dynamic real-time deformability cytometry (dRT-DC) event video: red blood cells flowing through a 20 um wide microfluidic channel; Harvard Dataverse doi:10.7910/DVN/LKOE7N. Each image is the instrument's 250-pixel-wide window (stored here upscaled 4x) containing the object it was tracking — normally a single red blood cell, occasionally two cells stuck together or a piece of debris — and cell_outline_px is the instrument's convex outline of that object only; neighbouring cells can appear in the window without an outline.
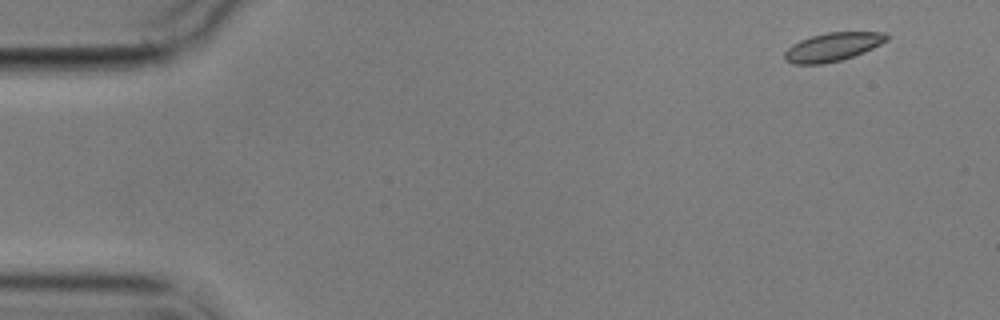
{"species": "common noctule bat (a hibernating species)", "species_latin": "Nyctalus noctula", "temperature_condition": "cold", "stored_images_in_passage": 9, "camera_frame_rate_fps": 3000, "um_per_image_px": 0.085, "animal": {"sex": "male", "body_mass_g": 17.9}, "frame": {"image": 1, "passage_image": 1, "time_ms": 0.0, "image_size_px": [1000, 320], "cell_outline_px": [[888, 40], [864, 52], [840, 60], [820, 64], [796, 64], [784, 60], [784, 52], [792, 44], [800, 40], [812, 36], [828, 32], [884, 32], [888, 36]], "centroid_in_image_um": [70.76, 3.98], "position_along_channel_um": 14.2, "area_um2": 16.76}}
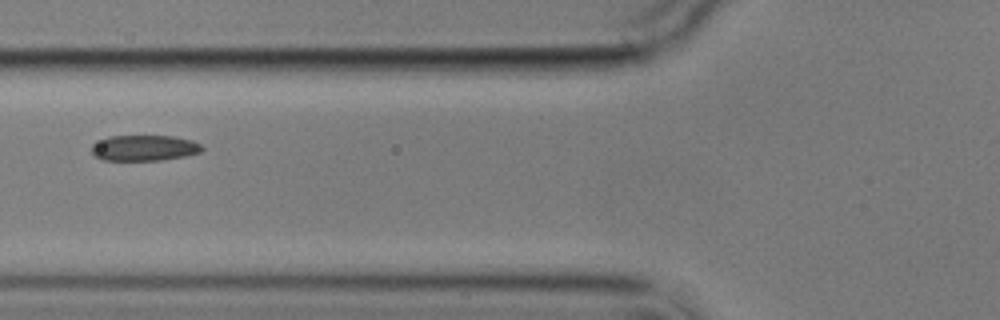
{"frame": {"image": 2, "passage_image": 6, "time_ms": 6.0, "image_size_px": [1000, 320], "cell_outline_px": [[204, 148], [200, 152], [184, 156], [160, 160], [100, 160], [92, 156], [92, 144], [108, 136], [172, 136], [192, 140], [200, 144]], "centroid_in_image_um": [12.22, 12.58], "position_along_channel_um": 113.6, "area_um2": 16.59}}
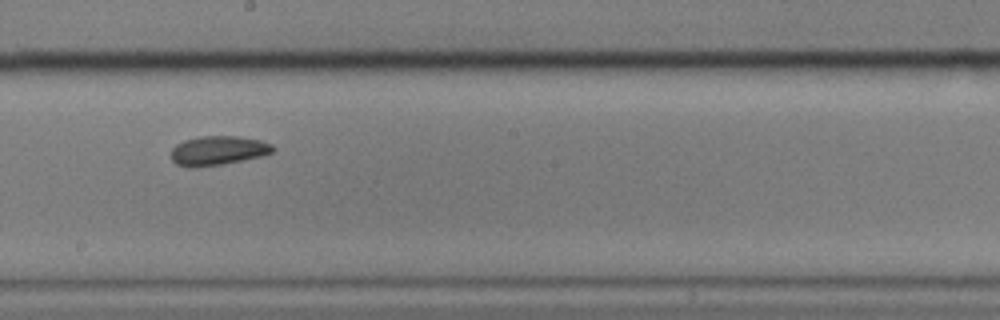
{"frame": {"image": 3, "passage_image": 9, "time_ms": 9.333, "image_size_px": [1000, 320], "cell_outline_px": [[276, 148], [272, 152], [264, 156], [224, 164], [196, 168], [188, 168], [176, 164], [172, 160], [172, 148], [176, 144], [184, 140], [200, 136], [240, 136], [260, 140], [272, 144]], "centroid_in_image_um": [18.55, 12.81], "position_along_channel_um": 229.7, "area_um2": 17.69}}